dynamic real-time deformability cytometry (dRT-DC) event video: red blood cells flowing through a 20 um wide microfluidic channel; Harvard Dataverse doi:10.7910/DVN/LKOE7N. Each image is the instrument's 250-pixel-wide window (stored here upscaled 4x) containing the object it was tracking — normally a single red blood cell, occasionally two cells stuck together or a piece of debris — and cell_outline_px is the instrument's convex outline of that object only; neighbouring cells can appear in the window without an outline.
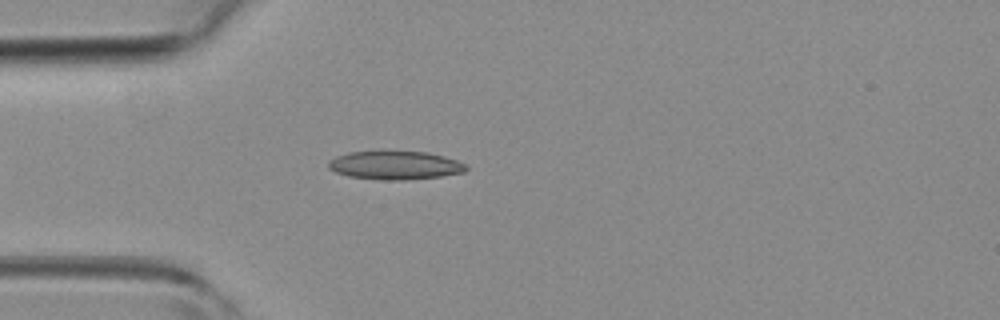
{"species": "common noctule bat (a hibernating species)", "species_latin": "Nyctalus noctula", "temperature_condition": "room temperature", "stored_images_in_passage": 3, "camera_frame_rate_fps": 3000, "um_per_image_px": 0.085, "animal": {"sex": "female", "body_mass_g": 19.3, "forearm_length_mm": 54.1}, "frame": {"image": 1, "passage_image": 3, "time_ms": 2.333, "image_size_px": [1000, 320], "cell_outline_px": [[468, 168], [464, 172], [440, 176], [404, 180], [384, 180], [348, 176], [336, 172], [328, 168], [328, 160], [336, 156], [348, 152], [428, 152], [444, 156], [456, 160], [464, 164]], "centroid_in_image_um": [33.56, 14.05], "position_along_channel_um": 51.4, "area_um2": 22.6}}